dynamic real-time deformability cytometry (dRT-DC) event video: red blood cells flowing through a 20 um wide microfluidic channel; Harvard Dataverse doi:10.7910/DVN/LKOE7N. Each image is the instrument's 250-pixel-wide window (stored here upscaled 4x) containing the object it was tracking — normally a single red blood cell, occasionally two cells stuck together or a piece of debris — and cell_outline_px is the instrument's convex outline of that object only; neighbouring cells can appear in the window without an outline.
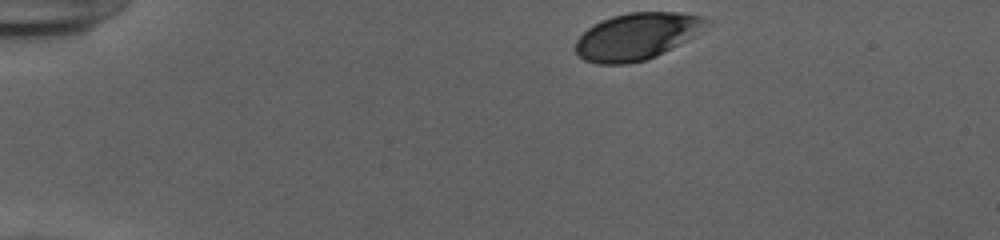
{"species": "human", "species_latin": "Homo sapiens", "temperature_condition": "cold", "stored_images_in_passage": 44, "camera_frame_rate_fps": 3000, "um_per_image_px": 0.085, "donor": {"sex": "female"}, "frame": {"image": 1, "passage_image": 1, "time_ms": 0.0, "image_size_px": [1000, 240], "cell_outline_px": [[712, 24], [688, 40], [648, 60], [628, 64], [596, 64], [584, 60], [576, 52], [576, 40], [588, 28], [600, 20], [612, 16], [628, 12], [680, 12], [700, 16], [712, 20]], "centroid_in_image_um": [54.17, 3.08], "position_along_channel_um": 30.8, "area_um2": 36.07}}
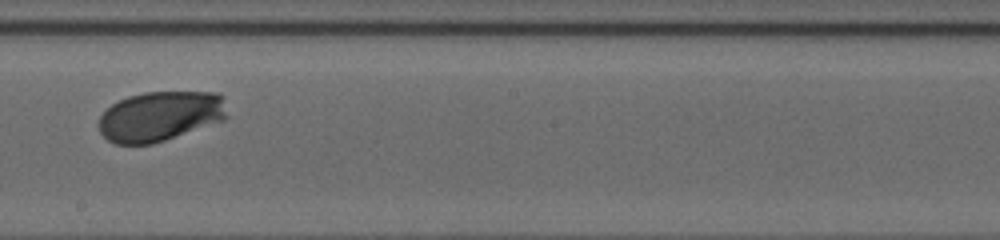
{"frame": {"image": 2, "passage_image": 23, "time_ms": 7.333, "image_size_px": [1000, 240], "cell_outline_px": [[228, 116], [224, 120], [152, 144], [116, 144], [108, 140], [100, 132], [100, 116], [112, 104], [128, 96], [144, 92], [216, 92], [220, 96]], "centroid_in_image_um": [13.6, 9.87], "position_along_channel_um": 234.6, "area_um2": 36.93}}
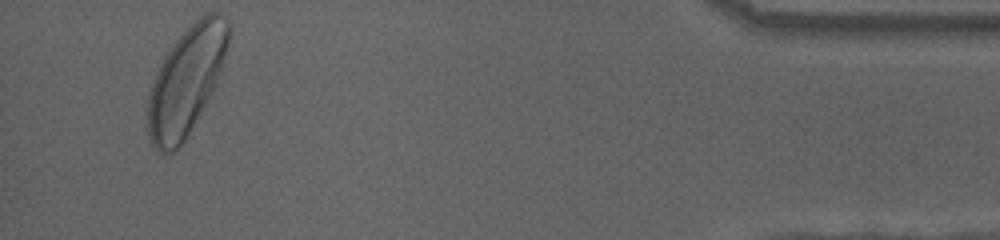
{"frame": {"image": 3, "passage_image": 42, "time_ms": 13.667, "image_size_px": [1000, 240], "cell_outline_px": [[232, 32], [224, 60], [216, 84], [212, 92], [184, 140], [172, 152], [160, 152], [152, 144], [148, 136], [148, 100], [152, 84], [156, 72], [164, 56], [176, 40], [200, 16], [208, 12], [220, 12], [228, 20], [232, 28]], "centroid_in_image_um": [15.87, 6.81], "position_along_channel_um": 419.3, "area_um2": 50.17}, "authors_computed_cell_mechanics": {"area_um2": 37.4833, "velocity_mm_per_s": 3.8784, "shape_relaxation_time_tau1_ms": 1.9304, "shape_relaxation_time_tau2_ms": null, "deformation_change_tau1": 0.1249, "deformation_change_tau2": null}}